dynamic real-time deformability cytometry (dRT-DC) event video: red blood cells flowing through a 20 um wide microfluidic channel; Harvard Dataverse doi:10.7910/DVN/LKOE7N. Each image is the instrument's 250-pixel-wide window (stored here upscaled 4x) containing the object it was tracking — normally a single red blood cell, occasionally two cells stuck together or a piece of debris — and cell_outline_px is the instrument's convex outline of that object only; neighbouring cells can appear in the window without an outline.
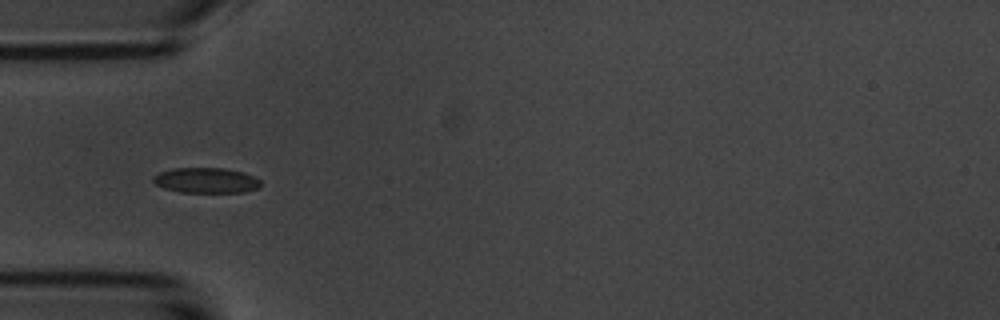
{"species": "common noctule bat (a hibernating species)", "species_latin": "Nyctalus noctula", "temperature_condition": "room temperature", "stored_images_in_passage": 7, "camera_frame_rate_fps": 3000, "um_per_image_px": 0.085, "animal": {"sex": "male", "body_mass_g": 20.1, "forearm_length_mm": 53.5}, "frame": {"image": 1, "passage_image": 4, "time_ms": 3.333, "image_size_px": [1000, 320], "cell_outline_px": [[260, 188], [244, 192], [180, 192], [164, 188], [156, 184], [152, 180], [152, 176], [160, 172], [172, 168], [224, 168], [244, 172], [260, 180]], "centroid_in_image_um": [17.51, 15.33], "position_along_channel_um": 67.5, "area_um2": 15.9}}
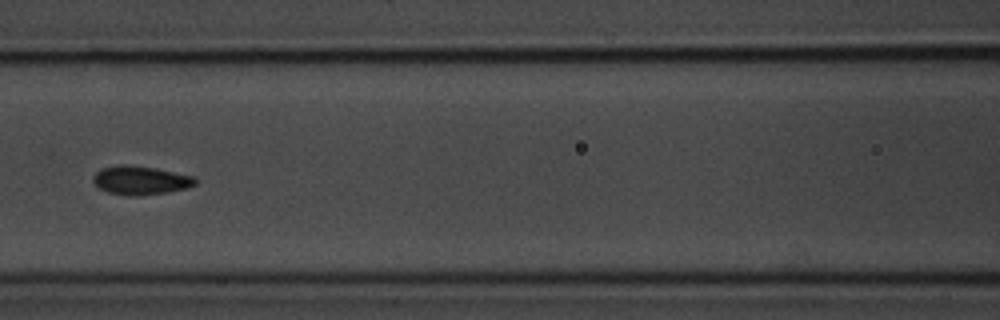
{"frame": {"image": 2, "passage_image": 6, "time_ms": 5.667, "image_size_px": [1000, 320], "cell_outline_px": [[196, 184], [188, 188], [168, 192], [140, 196], [128, 196], [108, 192], [100, 188], [92, 180], [92, 176], [96, 172], [104, 168], [152, 168], [196, 176]], "centroid_in_image_um": [12.02, 15.39], "position_along_channel_um": 154.6, "area_um2": 16.3}}
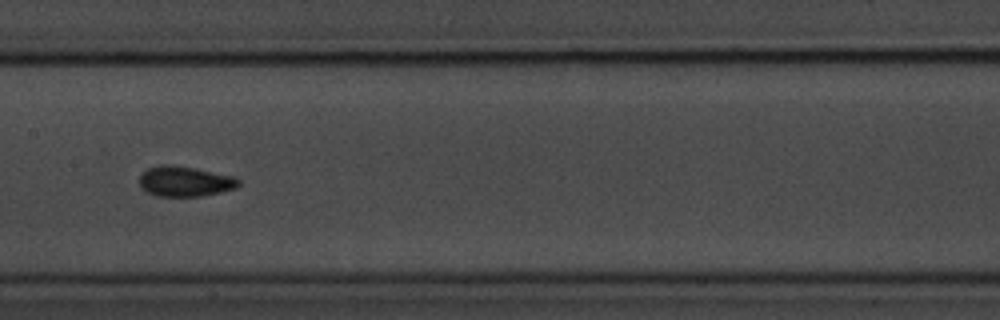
{"frame": {"image": 3, "passage_image": 7, "time_ms": 6.667, "image_size_px": [1000, 320], "cell_outline_px": [[240, 184], [236, 188], [220, 192], [200, 196], [156, 196], [140, 188], [140, 176], [148, 168], [160, 164], [172, 164], [232, 176], [240, 180]], "centroid_in_image_um": [15.69, 15.42], "position_along_channel_um": 191.7, "area_um2": 17.34}}